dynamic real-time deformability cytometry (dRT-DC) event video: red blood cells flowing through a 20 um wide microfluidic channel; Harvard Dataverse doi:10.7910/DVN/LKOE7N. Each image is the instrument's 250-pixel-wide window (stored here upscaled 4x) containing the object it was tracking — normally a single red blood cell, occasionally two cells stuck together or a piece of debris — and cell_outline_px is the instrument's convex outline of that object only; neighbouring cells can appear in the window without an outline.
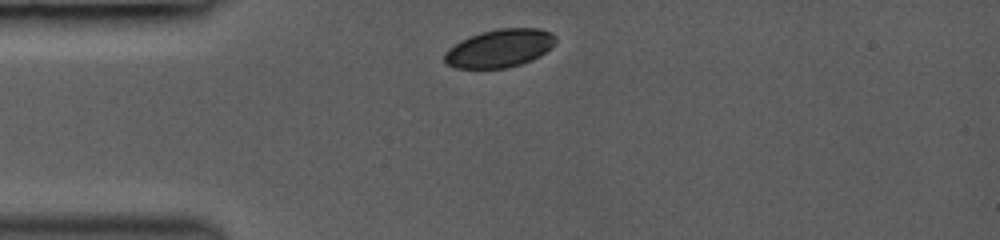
{"species": "common noctule bat (a hibernating species)", "species_latin": "Nyctalus noctula", "temperature_condition": "room temperature", "stored_images_in_passage": 17, "camera_frame_rate_fps": 3000, "um_per_image_px": 0.085, "animal": {"sex": "female", "body_mass_g": 19.0, "forearm_length_mm": 53.3}, "frame": {"image": 1, "passage_image": 1, "time_ms": 0.0, "image_size_px": [1000, 240], "cell_outline_px": [[556, 40], [552, 48], [540, 56], [532, 60], [508, 68], [456, 68], [448, 64], [444, 60], [444, 52], [448, 48], [480, 32], [496, 28], [540, 28], [552, 32], [556, 36]], "centroid_in_image_um": [42.52, 4.1], "position_along_channel_um": 42.5, "area_um2": 24.74}}
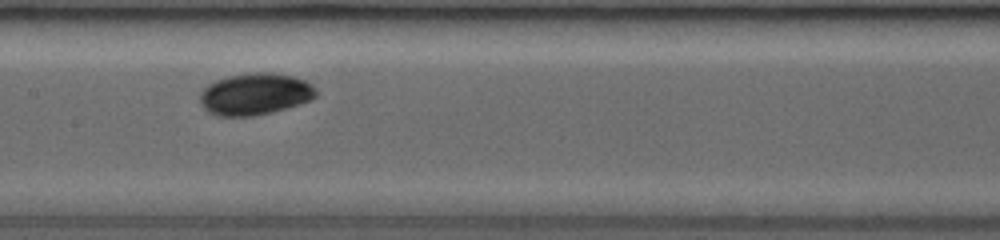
{"frame": {"image": 2, "passage_image": 8, "time_ms": 4.0, "image_size_px": [1000, 240], "cell_outline_px": [[316, 96], [312, 100], [300, 104], [272, 112], [252, 116], [216, 116], [208, 112], [200, 104], [200, 92], [208, 84], [216, 80], [228, 76], [256, 72], [268, 72], [292, 76], [304, 80], [312, 84], [316, 92]], "centroid_in_image_um": [21.66, 8.0], "position_along_channel_um": 185.7, "area_um2": 28.32}}
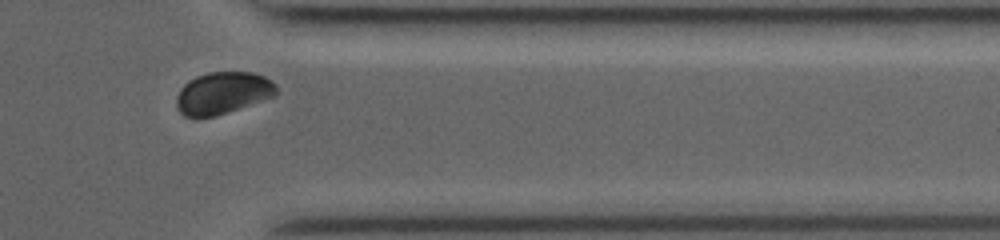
{"frame": {"image": 3, "passage_image": 15, "time_ms": 9.0, "image_size_px": [1000, 240], "cell_outline_px": [[276, 96], [216, 116], [184, 116], [176, 108], [176, 96], [180, 88], [188, 80], [196, 76], [208, 72], [252, 72], [264, 76], [272, 80], [276, 84]], "centroid_in_image_um": [18.93, 7.89], "position_along_channel_um": 392.5, "area_um2": 24.62}, "authors_computed_cell_mechanics": {"area_um2": 26.0678, "velocity_mm_per_s": 4.1347, "shape_relaxation_time_tau1_ms": 1.7419, "shape_relaxation_time_tau2_ms": 5.4176, "deformation_change_tau1": 0.0596, "deformation_change_tau2": 0.0451}}